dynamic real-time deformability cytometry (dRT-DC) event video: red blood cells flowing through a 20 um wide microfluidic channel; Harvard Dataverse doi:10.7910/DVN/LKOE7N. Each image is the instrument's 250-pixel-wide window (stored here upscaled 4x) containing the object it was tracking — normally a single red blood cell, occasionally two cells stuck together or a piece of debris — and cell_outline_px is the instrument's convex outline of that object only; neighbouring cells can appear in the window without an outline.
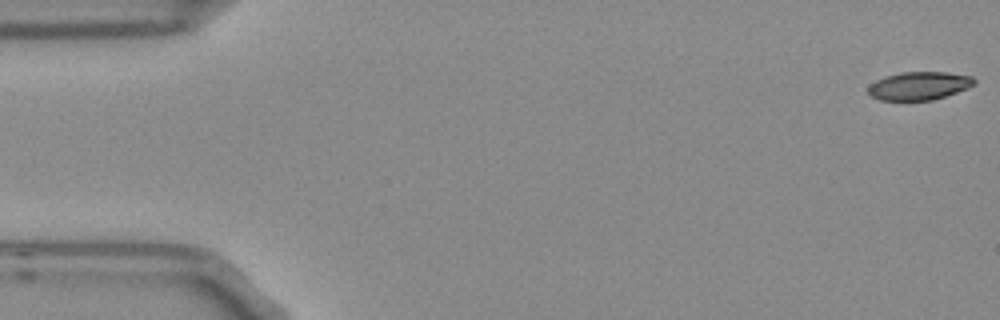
{"species": "Egyptian fruit bat (a non-hibernating species)", "species_latin": "Rousettus aegyptiacus", "temperature_condition": "room temperature", "stored_images_in_passage": 5, "camera_frame_rate_fps": 3000, "um_per_image_px": 0.085, "frame": {"image": 1, "passage_image": 1, "time_ms": 0.0, "image_size_px": [1000, 320], "cell_outline_px": [[976, 84], [968, 88], [932, 100], [880, 100], [872, 96], [868, 92], [868, 84], [884, 76], [900, 72], [948, 72], [972, 76], [976, 80]], "centroid_in_image_um": [78.12, 7.28], "position_along_channel_um": 6.9, "area_um2": 17.51}}
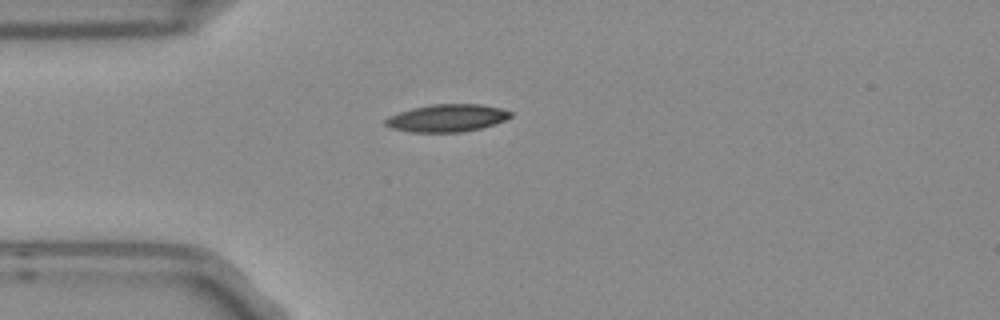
{"frame": {"image": 2, "passage_image": 5, "time_ms": 1.333, "image_size_px": [1000, 320], "cell_outline_px": [[512, 116], [504, 120], [480, 128], [460, 132], [412, 132], [392, 128], [384, 124], [384, 120], [388, 116], [412, 108], [432, 104], [480, 104], [500, 108], [512, 112]], "centroid_in_image_um": [37.97, 10.03], "position_along_channel_um": 47.0, "area_um2": 19.88}}